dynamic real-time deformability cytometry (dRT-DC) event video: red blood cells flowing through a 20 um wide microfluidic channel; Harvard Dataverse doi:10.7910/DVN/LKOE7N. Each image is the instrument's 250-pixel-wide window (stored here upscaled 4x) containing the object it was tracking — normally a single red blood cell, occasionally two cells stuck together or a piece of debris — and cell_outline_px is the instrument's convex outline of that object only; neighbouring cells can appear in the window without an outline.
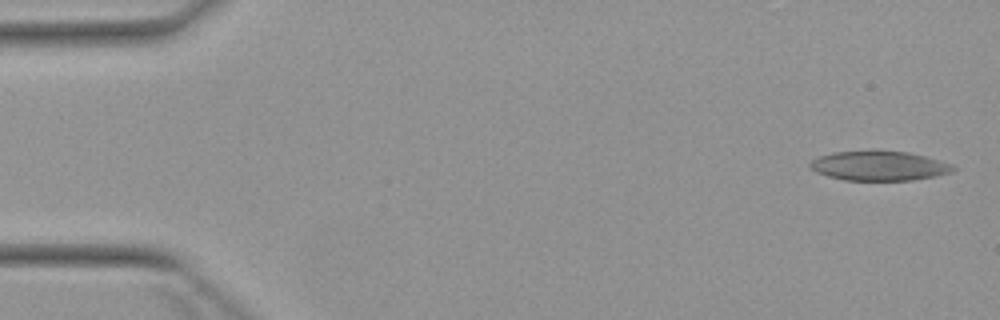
{"species": "Egyptian fruit bat (a non-hibernating species)", "species_latin": "Rousettus aegyptiacus", "temperature_condition": "warm", "stored_images_in_passage": 6, "camera_frame_rate_fps": 3000, "um_per_image_px": 0.085, "animal": {"sex": "female"}, "frame": {"image": 1, "passage_image": 1, "time_ms": 0.0, "image_size_px": [1000, 320], "cell_outline_px": [[956, 168], [952, 172], [936, 176], [912, 180], [844, 180], [828, 176], [816, 172], [808, 164], [812, 160], [820, 156], [832, 152], [908, 152], [924, 156], [952, 164]], "centroid_in_image_um": [74.73, 14.12], "position_along_channel_um": 10.3, "area_um2": 24.1}}
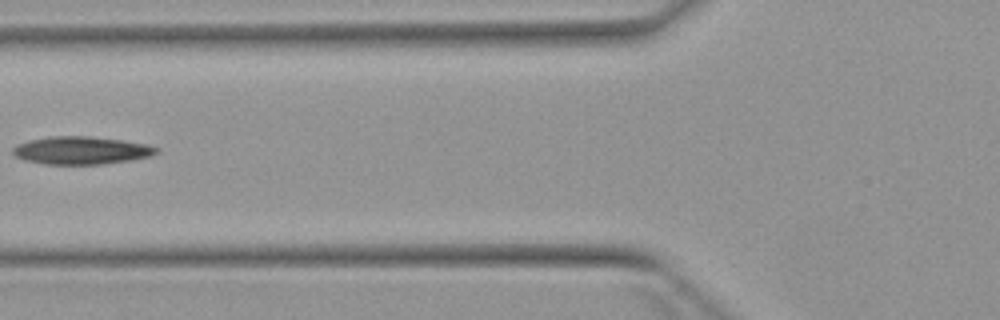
{"frame": {"image": 2, "passage_image": 6, "time_ms": 6.0, "image_size_px": [1000, 320], "cell_outline_px": [[160, 152], [148, 156], [132, 160], [100, 164], [44, 164], [24, 160], [16, 156], [12, 152], [12, 148], [16, 144], [32, 140], [52, 136], [88, 136], [120, 140], [148, 144], [160, 148]], "centroid_in_image_um": [6.92, 12.78], "position_along_channel_um": 118.9, "area_um2": 23.18}}